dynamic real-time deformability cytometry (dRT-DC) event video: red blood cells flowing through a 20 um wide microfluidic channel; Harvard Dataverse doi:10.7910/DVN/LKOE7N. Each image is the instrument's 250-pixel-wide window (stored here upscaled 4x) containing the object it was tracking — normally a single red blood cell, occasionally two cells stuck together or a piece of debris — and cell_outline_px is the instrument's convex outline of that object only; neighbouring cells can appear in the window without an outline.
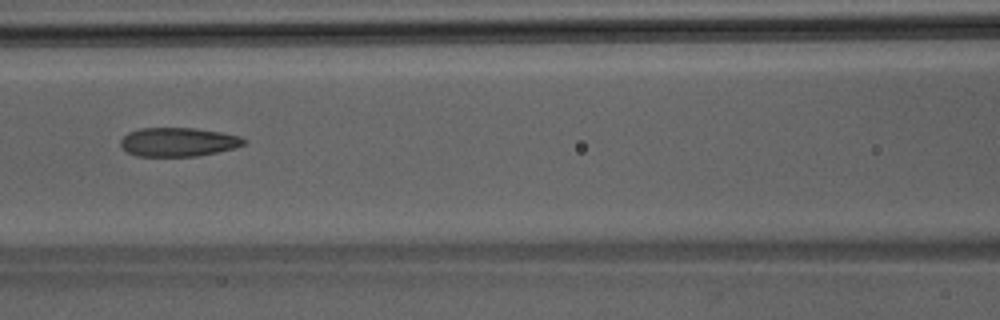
{"species": "Egyptian fruit bat (a non-hibernating species)", "species_latin": "Rousettus aegyptiacus", "temperature_condition": "room temperature", "stored_images_in_passage": 3, "camera_frame_rate_fps": 3000, "um_per_image_px": 0.085, "animal": {"sex": "male"}, "frame": {"image": 1, "passage_image": 3, "time_ms": 0.667, "image_size_px": [1000, 320], "cell_outline_px": [[248, 140], [244, 144], [232, 148], [216, 152], [196, 156], [136, 156], [128, 152], [120, 144], [120, 140], [128, 132], [140, 128], [196, 128], [220, 132], [240, 136]], "centroid_in_image_um": [15.14, 12.06], "position_along_channel_um": 151.5, "area_um2": 20.63}}